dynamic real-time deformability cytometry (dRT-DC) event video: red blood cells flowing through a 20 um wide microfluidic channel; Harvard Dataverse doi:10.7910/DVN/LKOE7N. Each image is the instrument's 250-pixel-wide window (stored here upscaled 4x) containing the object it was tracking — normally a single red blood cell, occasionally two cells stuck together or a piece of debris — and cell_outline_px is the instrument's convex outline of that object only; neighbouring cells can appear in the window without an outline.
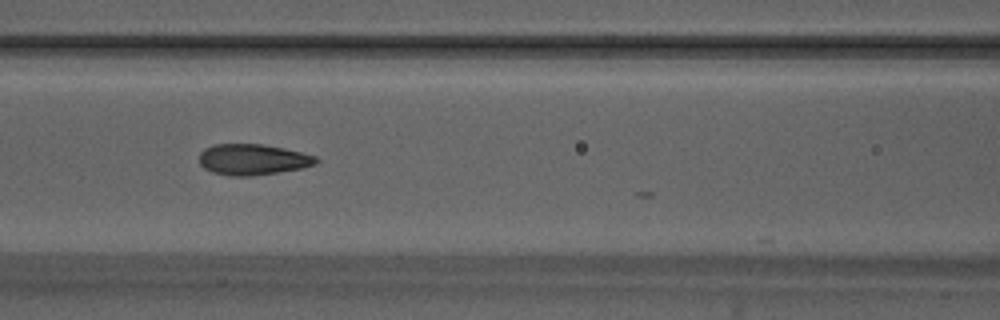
{"species": "Egyptian fruit bat (a non-hibernating species)", "species_latin": "Rousettus aegyptiacus", "temperature_condition": "warm", "stored_images_in_passage": 19, "camera_frame_rate_fps": 3000, "um_per_image_px": 0.085, "animal": {"sex": "male"}, "frame": {"image": 1, "passage_image": 16, "time_ms": 5.0, "image_size_px": [1000, 320], "cell_outline_px": [[320, 160], [316, 164], [300, 168], [252, 176], [232, 176], [212, 172], [204, 168], [200, 164], [200, 152], [204, 148], [212, 144], [264, 144], [284, 148], [316, 156]], "centroid_in_image_um": [21.47, 13.55], "position_along_channel_um": 145.1, "area_um2": 21.04}}